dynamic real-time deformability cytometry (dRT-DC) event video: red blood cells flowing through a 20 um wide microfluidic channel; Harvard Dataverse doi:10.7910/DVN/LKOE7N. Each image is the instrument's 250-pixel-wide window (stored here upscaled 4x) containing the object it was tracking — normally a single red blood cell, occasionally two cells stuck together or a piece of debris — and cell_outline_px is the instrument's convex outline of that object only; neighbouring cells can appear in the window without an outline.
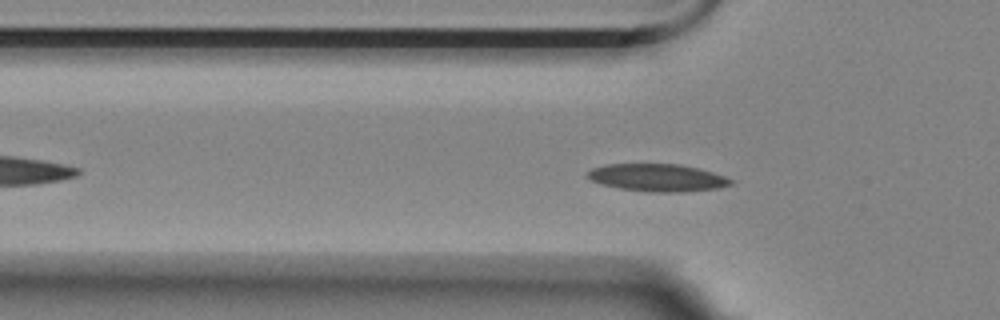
{"species": "Egyptian fruit bat (a non-hibernating species)", "species_latin": "Rousettus aegyptiacus", "temperature_condition": "room temperature", "stored_images_in_passage": 51, "camera_frame_rate_fps": 3000, "um_per_image_px": 0.085, "animal": {"sex": "female"}, "frame": {"image": 1, "passage_image": 11, "time_ms": 3.333, "image_size_px": [1000, 320], "cell_outline_px": [[732, 184], [720, 188], [680, 192], [652, 192], [620, 188], [600, 184], [584, 176], [592, 168], [604, 164], [680, 164], [712, 172], [724, 176], [732, 180]], "centroid_in_image_um": [55.85, 15.1], "position_along_channel_um": 70.0, "area_um2": 22.89}}
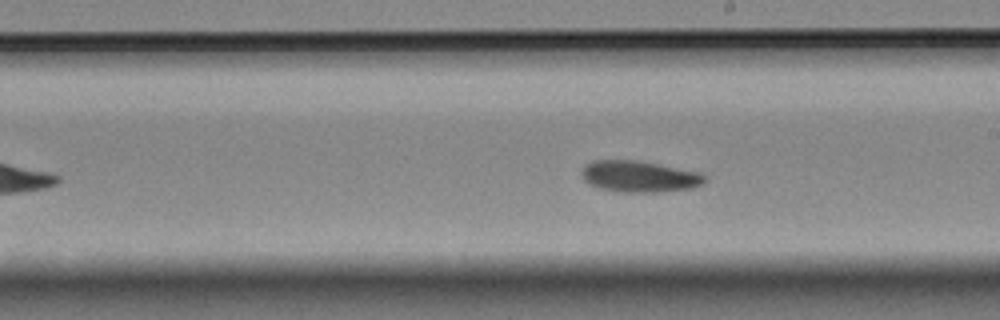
{"frame": {"image": 2, "passage_image": 25, "time_ms": 8.0, "image_size_px": [1000, 320], "cell_outline_px": [[708, 180], [704, 184], [692, 188], [656, 192], [620, 192], [600, 188], [588, 184], [584, 180], [580, 172], [592, 160], [636, 160], [700, 172]], "centroid_in_image_um": [54.35, 15.0], "position_along_channel_um": 234.7, "area_um2": 22.48}}
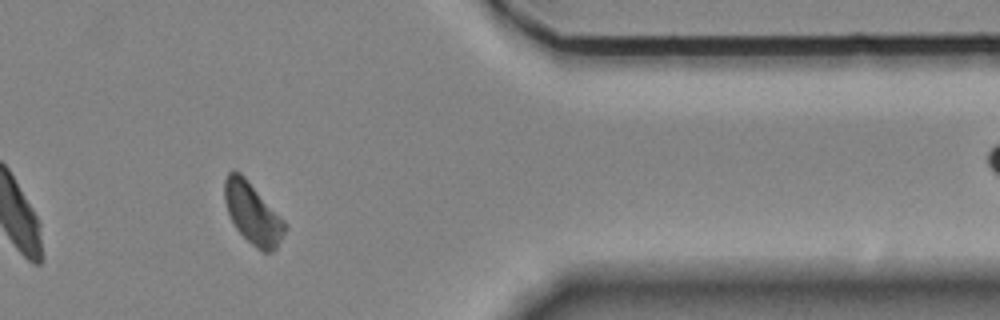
{"frame": {"image": 3, "passage_image": 40, "time_ms": 13.0, "image_size_px": [1000, 320], "cell_outline_px": [[288, 228], [276, 248], [272, 252], [264, 252], [256, 248], [236, 228], [228, 212], [224, 200], [224, 180], [228, 172], [232, 168], [240, 172], [244, 176], [288, 224]], "centroid_in_image_um": [21.49, 18.12], "position_along_channel_um": 389.9, "area_um2": 21.5}}